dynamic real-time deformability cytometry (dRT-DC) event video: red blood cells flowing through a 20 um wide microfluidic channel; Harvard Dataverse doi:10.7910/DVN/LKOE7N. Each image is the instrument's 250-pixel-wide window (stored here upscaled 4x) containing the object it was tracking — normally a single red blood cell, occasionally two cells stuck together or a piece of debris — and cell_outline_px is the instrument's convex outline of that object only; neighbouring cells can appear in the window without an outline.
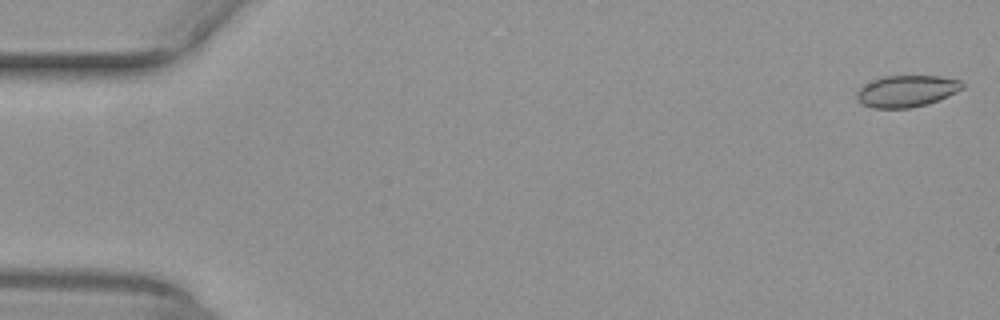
{"species": "common noctule bat (a hibernating species)", "species_latin": "Nyctalus noctula", "temperature_condition": "warm", "stored_images_in_passage": 8, "camera_frame_rate_fps": 3000, "um_per_image_px": 0.085, "animal": {"sex": "female", "body_mass_g": 29.2, "forearm_length_mm": 56.3}, "frame": {"image": 1, "passage_image": 1, "time_ms": 0.0, "image_size_px": [1000, 320], "cell_outline_px": [[964, 88], [956, 92], [928, 104], [908, 108], [872, 108], [856, 100], [856, 92], [860, 88], [872, 80], [884, 76], [940, 76], [960, 80], [964, 84]], "centroid_in_image_um": [77.06, 7.74], "position_along_channel_um": 7.9, "area_um2": 19.42}}